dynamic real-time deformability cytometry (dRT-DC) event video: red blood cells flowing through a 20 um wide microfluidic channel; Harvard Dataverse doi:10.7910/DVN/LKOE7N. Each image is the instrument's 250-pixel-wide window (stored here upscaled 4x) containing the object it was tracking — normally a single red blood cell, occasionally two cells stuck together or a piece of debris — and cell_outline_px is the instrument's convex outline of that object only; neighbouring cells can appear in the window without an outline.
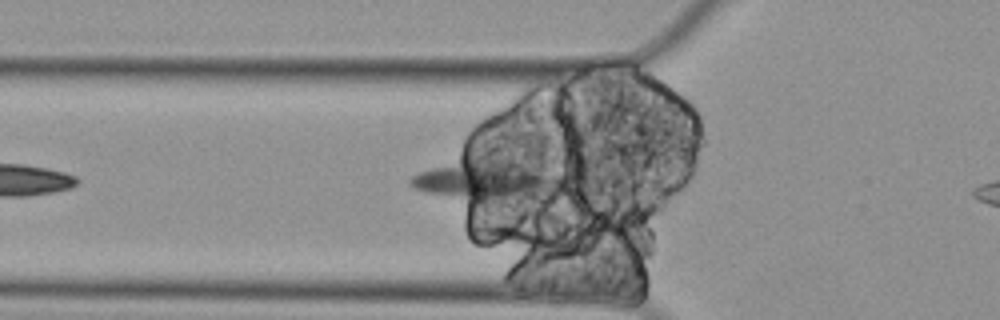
{"species": "Egyptian fruit bat (a non-hibernating species)", "species_latin": "Rousettus aegyptiacus", "temperature_condition": "cold", "stored_images_in_passage": 38, "segment_of_instrument_passage": [1, 2], "camera_frame_rate_fps": 3000, "um_per_image_px": 0.085, "animal": {"sex": "female"}, "frame": {"image": 1, "passage_image": 6, "time_ms": 1.667, "image_size_px": [1000, 320], "cell_outline_px": [[556, 184], [536, 200], [476, 204], [472, 204], [424, 192], [408, 184], [408, 180], [412, 176], [460, 152], [480, 156], [552, 176], [556, 180]], "centroid_in_image_um": [40.93, 15.36], "position_along_channel_um": 84.9, "area_um2": 35.84}}